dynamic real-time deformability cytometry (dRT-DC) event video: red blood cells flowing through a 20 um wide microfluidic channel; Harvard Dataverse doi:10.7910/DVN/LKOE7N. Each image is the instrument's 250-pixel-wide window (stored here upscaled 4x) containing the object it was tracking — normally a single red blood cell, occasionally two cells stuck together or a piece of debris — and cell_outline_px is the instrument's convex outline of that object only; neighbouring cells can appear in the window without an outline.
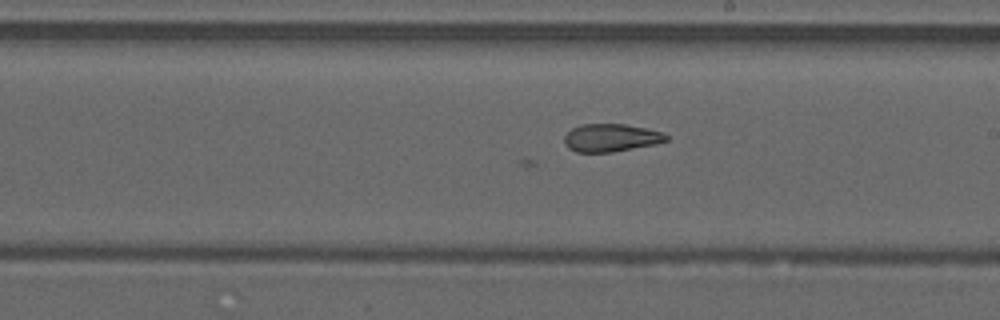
{"species": "common noctule bat (a hibernating species)", "species_latin": "Nyctalus noctula", "temperature_condition": "warm", "stored_images_in_passage": 37, "camera_frame_rate_fps": 3000, "um_per_image_px": 0.085, "animal": {"sex": "male", "forearm_length_mm": 52.5}, "frame": {"image": 1, "passage_image": 19, "time_ms": 6.0, "image_size_px": [1000, 320], "cell_outline_px": [[668, 140], [656, 144], [612, 152], [576, 152], [568, 148], [564, 144], [564, 136], [572, 128], [584, 124], [624, 124], [664, 132], [668, 136]], "centroid_in_image_um": [51.93, 11.71], "position_along_channel_um": 237.1, "area_um2": 16.53}}
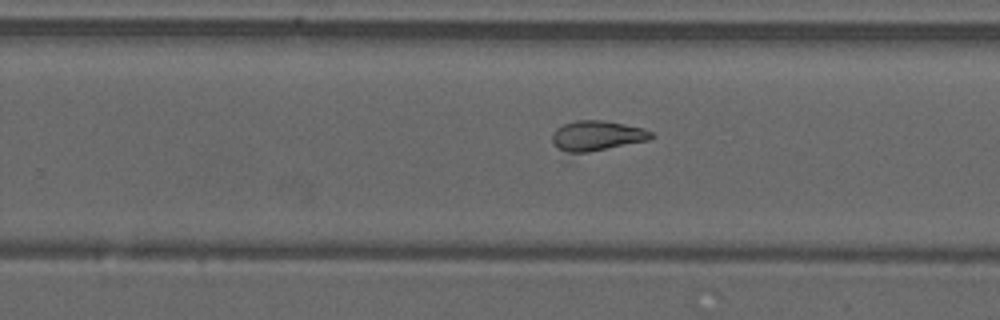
{"frame": {"image": 2, "passage_image": 22, "time_ms": 7.0, "image_size_px": [1000, 320], "cell_outline_px": [[656, 136], [652, 140], [568, 164], [556, 148], [552, 140], [552, 132], [556, 128], [564, 124], [576, 120], [604, 120], [624, 124], [640, 128], [652, 132]], "centroid_in_image_um": [50.65, 11.77], "position_along_channel_um": 279.2, "area_um2": 20.69}}